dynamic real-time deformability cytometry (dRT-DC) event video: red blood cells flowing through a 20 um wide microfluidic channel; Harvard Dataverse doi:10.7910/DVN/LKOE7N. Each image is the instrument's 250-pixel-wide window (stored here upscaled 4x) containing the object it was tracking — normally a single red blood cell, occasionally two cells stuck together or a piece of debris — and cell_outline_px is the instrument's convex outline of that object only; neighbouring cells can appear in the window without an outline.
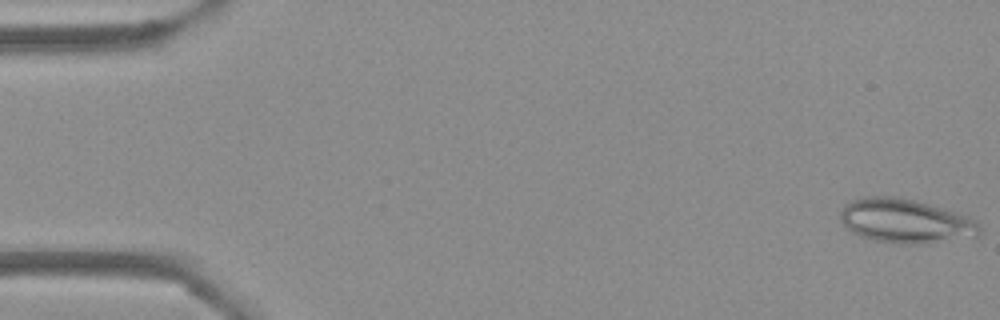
{"species": "Egyptian fruit bat (a non-hibernating species)", "species_latin": "Rousettus aegyptiacus", "temperature_condition": "cold", "stored_images_in_passage": 53, "camera_frame_rate_fps": 3000, "um_per_image_px": 0.085, "frame": {"image": 1, "passage_image": 1, "time_ms": 0.0, "image_size_px": [1000, 320], "cell_outline_px": [[980, 232], [976, 236], [924, 244], [900, 244], [872, 240], [860, 236], [852, 232], [840, 220], [840, 212], [844, 204], [852, 200], [864, 196], [900, 196], [944, 208], [968, 216], [976, 220], [980, 224]], "centroid_in_image_um": [76.95, 18.78], "position_along_channel_um": 8.0, "area_um2": 36.13}}
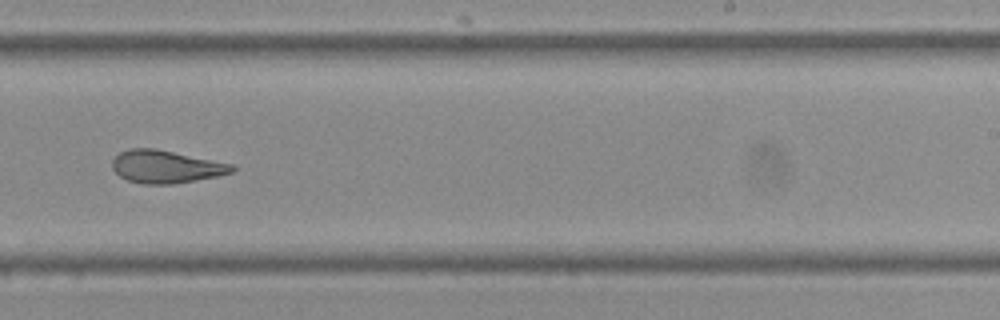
{"frame": {"image": 2, "passage_image": 33, "time_ms": 10.667, "image_size_px": [1000, 320], "cell_outline_px": [[236, 168], [232, 172], [216, 176], [196, 180], [172, 184], [144, 184], [128, 180], [120, 176], [112, 168], [112, 160], [120, 152], [128, 148], [156, 148], [232, 164]], "centroid_in_image_um": [14.08, 14.16], "position_along_channel_um": 274.9, "area_um2": 22.72}}
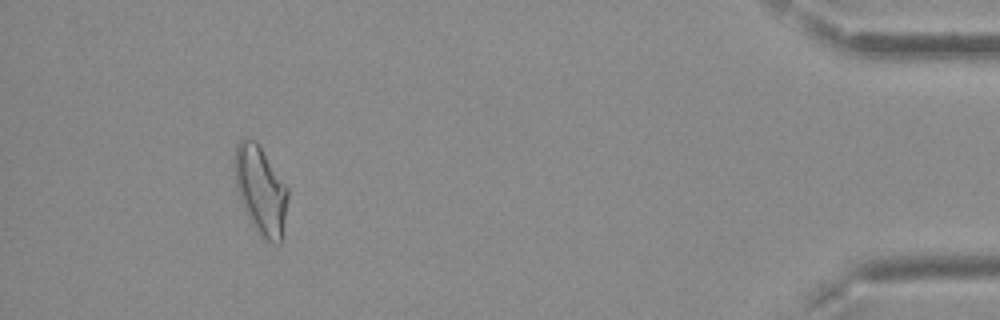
{"frame": {"image": 3, "passage_image": 49, "time_ms": 16.0, "image_size_px": [1000, 320], "cell_outline_px": [[288, 200], [280, 244], [272, 244], [260, 236], [256, 232], [240, 200], [236, 188], [236, 144], [244, 136], [256, 140], [288, 188]], "centroid_in_image_um": [22.17, 16.18], "position_along_channel_um": 413.0, "area_um2": 27.11}, "authors_computed_cell_mechanics": {"area_um2": 24.9118, "velocity_mm_per_s": 3.7884, "shape_relaxation_time_tau1_ms": 8.2724, "shape_relaxation_time_tau2_ms": 2.2938, "deformation_change_tau1": 0.1979, "deformation_change_tau2": 0.1087}}